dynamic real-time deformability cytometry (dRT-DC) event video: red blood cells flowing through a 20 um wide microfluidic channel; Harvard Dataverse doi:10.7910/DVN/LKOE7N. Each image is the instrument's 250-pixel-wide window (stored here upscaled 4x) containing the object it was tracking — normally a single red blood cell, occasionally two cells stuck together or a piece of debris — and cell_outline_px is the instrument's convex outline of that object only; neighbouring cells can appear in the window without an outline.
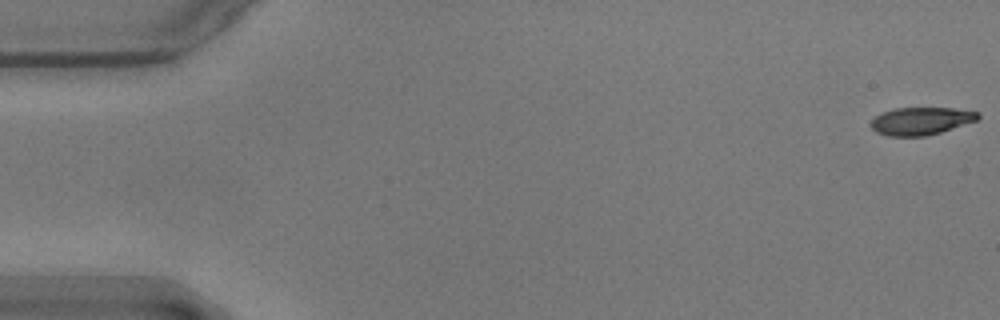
{"species": "common noctule bat (a hibernating species)", "species_latin": "Nyctalus noctula", "temperature_condition": "warm", "stored_images_in_passage": 16, "camera_frame_rate_fps": 3000, "um_per_image_px": 0.085, "animal": {"sex": "male", "body_mass_g": 17.9}, "frame": {"image": 1, "passage_image": 1, "time_ms": 0.0, "image_size_px": [1000, 320], "cell_outline_px": [[980, 116], [976, 120], [940, 132], [924, 136], [888, 136], [876, 132], [868, 124], [880, 112], [896, 108], [952, 108], [980, 112]], "centroid_in_image_um": [78.23, 10.28], "position_along_channel_um": 6.8, "area_um2": 17.17}}
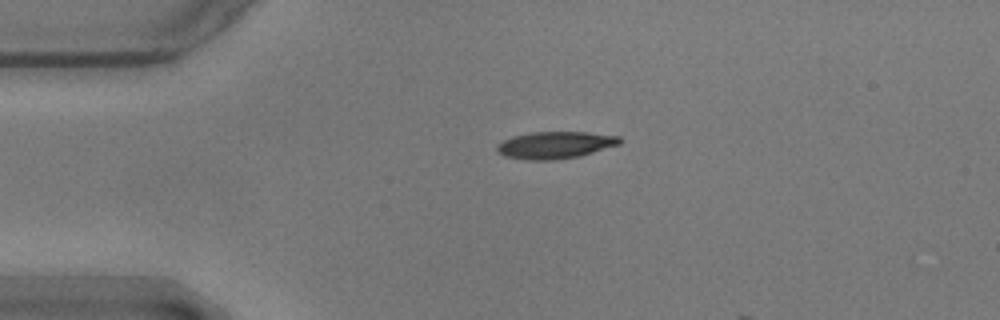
{"frame": {"image": 2, "passage_image": 13, "time_ms": 4.0, "image_size_px": [1000, 320], "cell_outline_px": [[620, 144], [580, 156], [556, 160], [528, 160], [504, 156], [496, 152], [496, 144], [512, 136], [532, 132], [588, 132], [620, 136]], "centroid_in_image_um": [47.16, 12.33], "position_along_channel_um": 37.8, "area_um2": 19.48}}